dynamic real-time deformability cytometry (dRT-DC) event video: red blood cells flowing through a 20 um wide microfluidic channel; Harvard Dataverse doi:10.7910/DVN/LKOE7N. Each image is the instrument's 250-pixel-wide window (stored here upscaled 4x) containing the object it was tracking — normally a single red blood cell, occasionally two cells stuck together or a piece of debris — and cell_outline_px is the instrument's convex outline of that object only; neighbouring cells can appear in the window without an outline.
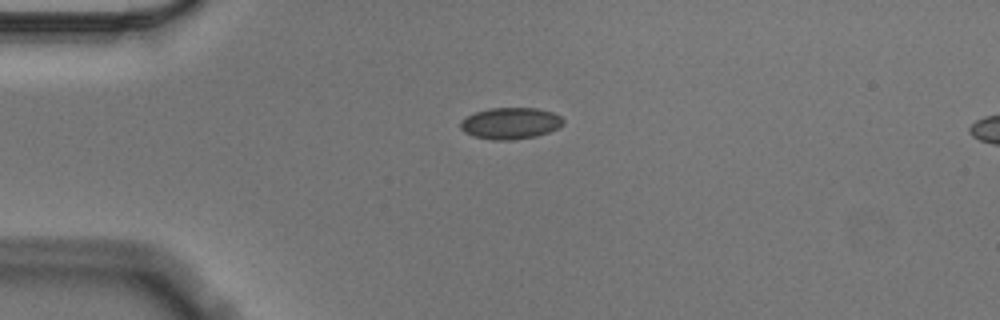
{"species": "Egyptian fruit bat (a non-hibernating species)", "species_latin": "Rousettus aegyptiacus", "temperature_condition": "cold", "stored_images_in_passage": 44, "camera_frame_rate_fps": 3000, "um_per_image_px": 0.085, "animal": {"sex": "male"}, "frame": {"image": 1, "passage_image": 1, "time_ms": 0.0, "image_size_px": [1000, 320], "cell_outline_px": [[564, 124], [548, 132], [536, 136], [512, 140], [492, 140], [472, 136], [464, 132], [460, 128], [460, 120], [476, 112], [488, 108], [536, 108], [552, 112], [560, 116], [564, 120]], "centroid_in_image_um": [43.36, 10.48], "position_along_channel_um": 41.6, "area_um2": 18.9}}
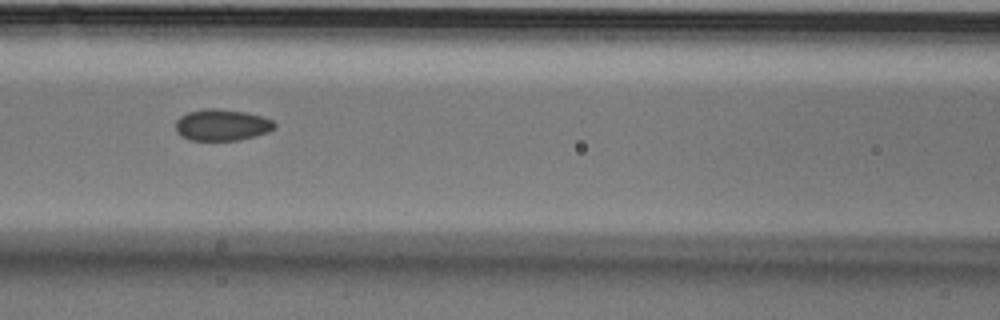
{"frame": {"image": 2, "passage_image": 12, "time_ms": 3.667, "image_size_px": [1000, 320], "cell_outline_px": [[276, 128], [268, 132], [256, 136], [240, 140], [188, 140], [180, 136], [176, 132], [176, 120], [180, 116], [188, 112], [204, 108], [216, 108], [248, 112], [264, 116], [272, 120], [276, 124]], "centroid_in_image_um": [18.88, 10.62], "position_along_channel_um": 147.7, "area_um2": 18.5}}
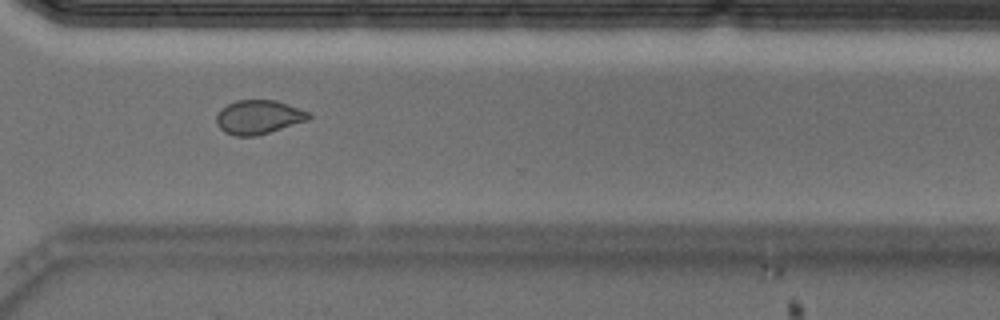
{"frame": {"image": 3, "passage_image": 29, "time_ms": 9.333, "image_size_px": [1000, 320], "cell_outline_px": [[312, 116], [308, 120], [256, 136], [236, 136], [224, 132], [216, 124], [216, 116], [220, 108], [236, 100], [276, 100], [312, 112]], "centroid_in_image_um": [21.98, 9.94], "position_along_channel_um": 348.6, "area_um2": 18.44}, "authors_computed_cell_mechanics": {"area_um2": 18.8428, "velocity_mm_per_s": 3.5627, "shape_relaxation_time_tau1_ms": null, "shape_relaxation_time_tau2_ms": 2.3708, "deformation_change_tau1": null, "deformation_change_tau2": 0.0575}}